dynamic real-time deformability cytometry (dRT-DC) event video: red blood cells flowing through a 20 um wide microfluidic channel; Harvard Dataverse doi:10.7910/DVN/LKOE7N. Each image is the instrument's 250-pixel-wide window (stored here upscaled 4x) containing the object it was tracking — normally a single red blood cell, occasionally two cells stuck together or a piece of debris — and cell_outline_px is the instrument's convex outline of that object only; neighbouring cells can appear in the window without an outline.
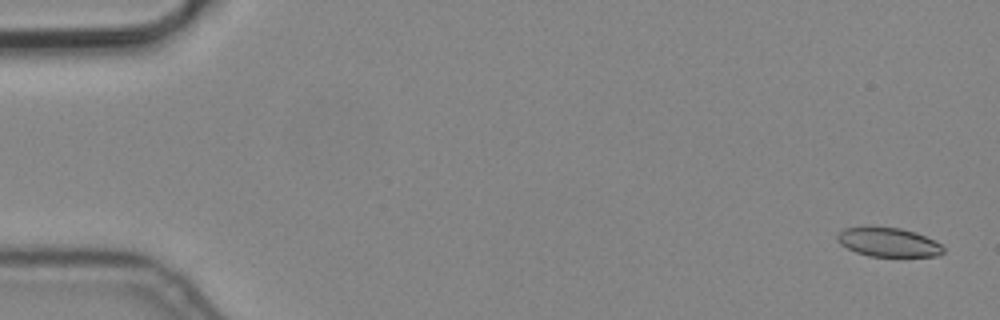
{"species": "common noctule bat (a hibernating species)", "species_latin": "Nyctalus noctula", "temperature_condition": "cold", "stored_images_in_passage": 5, "camera_frame_rate_fps": 3000, "um_per_image_px": 0.085, "animal": {"sex": "male", "body_mass_g": 19.2, "forearm_length_mm": 51.8}, "frame": {"image": 1, "passage_image": 1, "time_ms": 0.0, "image_size_px": [1000, 320], "cell_outline_px": [[944, 252], [936, 256], [868, 256], [856, 252], [840, 244], [836, 240], [836, 236], [844, 228], [868, 224], [872, 224], [900, 228], [916, 232], [940, 244], [944, 248]], "centroid_in_image_um": [75.44, 20.54], "position_along_channel_um": 9.6, "area_um2": 18.38}}
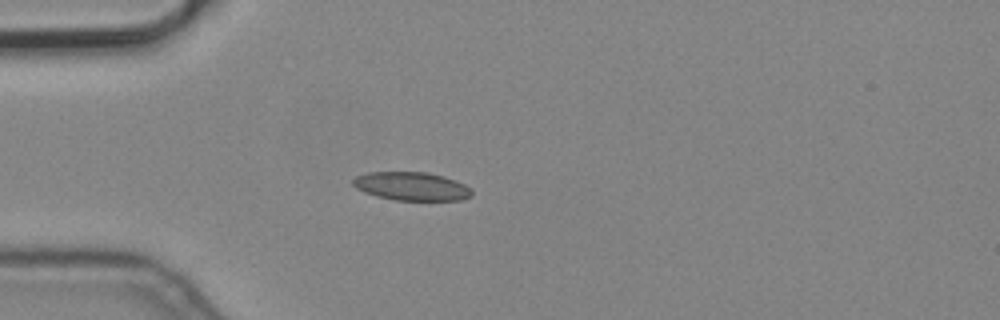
{"frame": {"image": 2, "passage_image": 5, "time_ms": 1.333, "image_size_px": [1000, 320], "cell_outline_px": [[472, 196], [460, 200], [396, 200], [376, 196], [364, 192], [356, 188], [352, 184], [352, 180], [356, 176], [368, 172], [428, 172], [444, 176], [464, 184], [472, 188]], "centroid_in_image_um": [34.98, 15.83], "position_along_channel_um": 50.0, "area_um2": 19.77}}